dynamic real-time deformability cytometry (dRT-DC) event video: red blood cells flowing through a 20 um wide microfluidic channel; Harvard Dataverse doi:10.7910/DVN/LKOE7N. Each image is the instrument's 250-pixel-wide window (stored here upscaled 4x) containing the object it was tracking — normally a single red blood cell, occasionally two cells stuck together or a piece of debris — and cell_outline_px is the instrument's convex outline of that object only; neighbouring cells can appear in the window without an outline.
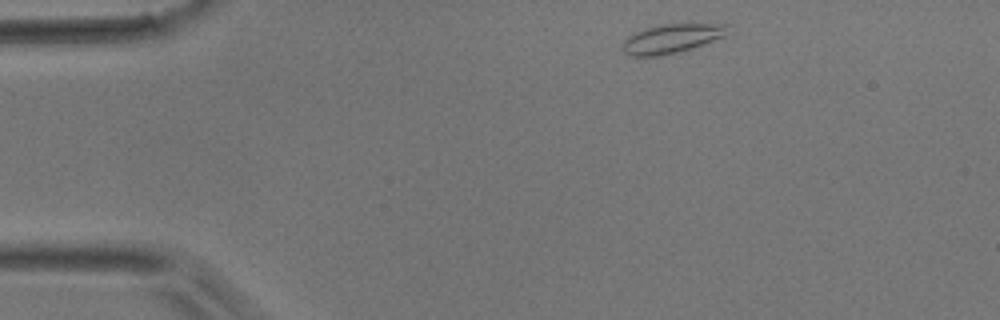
{"species": "common noctule bat (a hibernating species)", "species_latin": "Nyctalus noctula", "temperature_condition": "room temperature", "stored_images_in_passage": 43, "camera_frame_rate_fps": 3000, "um_per_image_px": 0.085, "animal": {"sex": "male", "body_mass_g": 17.9}, "frame": {"image": 1, "passage_image": 1, "time_ms": 0.0, "image_size_px": [1000, 320], "cell_outline_px": [[732, 32], [724, 36], [692, 48], [660, 56], [628, 56], [624, 52], [624, 40], [632, 32], [644, 28], [660, 24], [732, 24]], "centroid_in_image_um": [57.13, 3.26], "position_along_channel_um": 27.9, "area_um2": 18.03}}
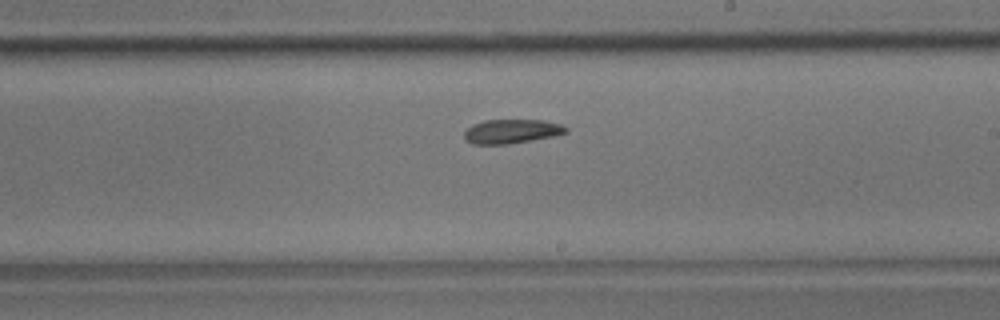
{"frame": {"image": 2, "passage_image": 22, "time_ms": 7.0, "image_size_px": [1000, 320], "cell_outline_px": [[568, 132], [552, 136], [532, 140], [508, 144], [472, 144], [464, 140], [464, 132], [472, 124], [484, 120], [544, 120], [560, 124], [568, 128]], "centroid_in_image_um": [43.45, 11.16], "position_along_channel_um": 245.5, "area_um2": 14.33}}
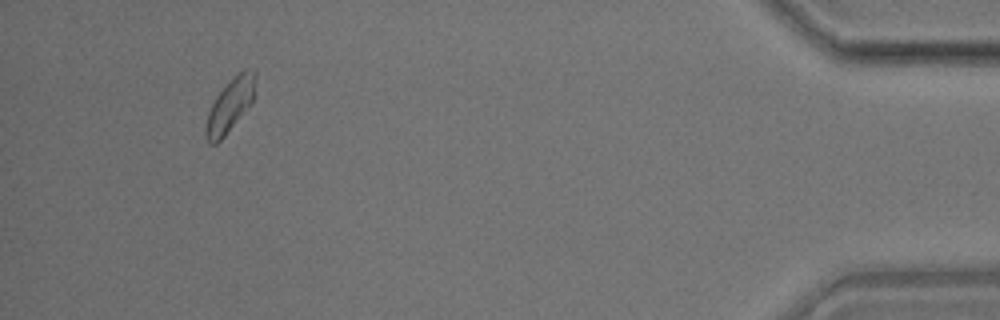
{"frame": {"image": 3, "passage_image": 40, "time_ms": 13.0, "image_size_px": [1000, 320], "cell_outline_px": [[256, 80], [252, 104], [224, 136], [216, 144], [212, 144], [204, 136], [204, 128], [208, 112], [216, 96], [232, 76], [240, 72], [256, 72]], "centroid_in_image_um": [19.53, 8.98], "position_along_channel_um": 415.7, "area_um2": 15.26}}